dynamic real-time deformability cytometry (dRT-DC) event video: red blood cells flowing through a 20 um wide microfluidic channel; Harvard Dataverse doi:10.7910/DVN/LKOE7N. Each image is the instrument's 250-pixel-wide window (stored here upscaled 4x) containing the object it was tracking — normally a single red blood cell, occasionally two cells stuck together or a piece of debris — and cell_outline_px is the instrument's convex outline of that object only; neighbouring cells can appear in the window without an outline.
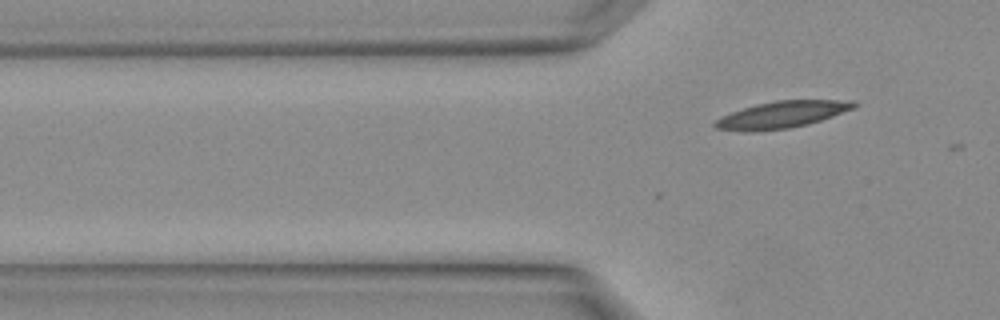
{"species": "Egyptian fruit bat (a non-hibernating species)", "species_latin": "Rousettus aegyptiacus", "temperature_condition": "warm", "stored_images_in_passage": 2, "camera_frame_rate_fps": 3000, "um_per_image_px": 0.085, "animal": {"sex": "female"}, "frame": {"image": 1, "passage_image": 2, "time_ms": 0.333, "image_size_px": [1000, 320], "cell_outline_px": [[860, 104], [856, 108], [820, 120], [788, 128], [752, 132], [744, 132], [716, 128], [712, 124], [720, 116], [756, 104], [776, 100], [848, 100]], "centroid_in_image_um": [66.44, 9.74], "position_along_channel_um": 59.4, "area_um2": 21.62}}